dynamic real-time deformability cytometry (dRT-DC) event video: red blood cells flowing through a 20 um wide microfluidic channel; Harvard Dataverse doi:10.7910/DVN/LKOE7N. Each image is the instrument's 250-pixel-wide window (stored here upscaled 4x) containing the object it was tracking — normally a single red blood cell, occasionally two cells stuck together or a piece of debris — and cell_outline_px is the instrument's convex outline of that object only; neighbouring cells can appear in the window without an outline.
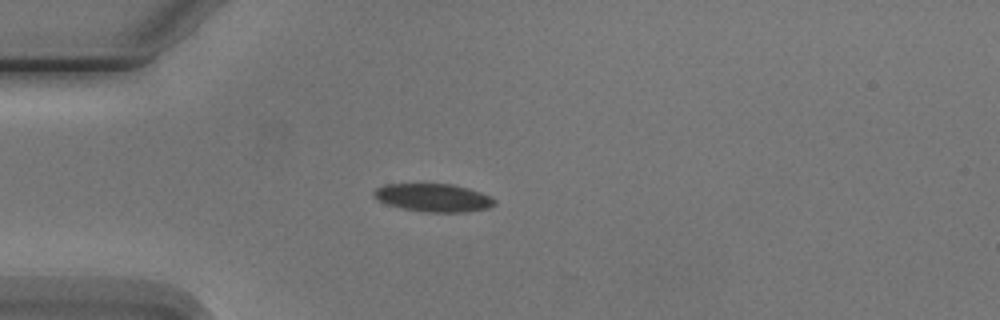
{"species": "Egyptian fruit bat (a non-hibernating species)", "species_latin": "Rousettus aegyptiacus", "temperature_condition": "cold", "stored_images_in_passage": 5, "camera_frame_rate_fps": 3000, "um_per_image_px": 0.085, "animal": {"sex": "male"}, "frame": {"image": 1, "passage_image": 4, "time_ms": 4.333, "image_size_px": [1000, 320], "cell_outline_px": [[496, 204], [488, 208], [468, 212], [424, 212], [404, 208], [388, 204], [372, 196], [372, 192], [376, 188], [384, 184], [452, 184], [468, 188], [480, 192], [496, 200]], "centroid_in_image_um": [36.84, 16.8], "position_along_channel_um": 48.2, "area_um2": 19.65}}